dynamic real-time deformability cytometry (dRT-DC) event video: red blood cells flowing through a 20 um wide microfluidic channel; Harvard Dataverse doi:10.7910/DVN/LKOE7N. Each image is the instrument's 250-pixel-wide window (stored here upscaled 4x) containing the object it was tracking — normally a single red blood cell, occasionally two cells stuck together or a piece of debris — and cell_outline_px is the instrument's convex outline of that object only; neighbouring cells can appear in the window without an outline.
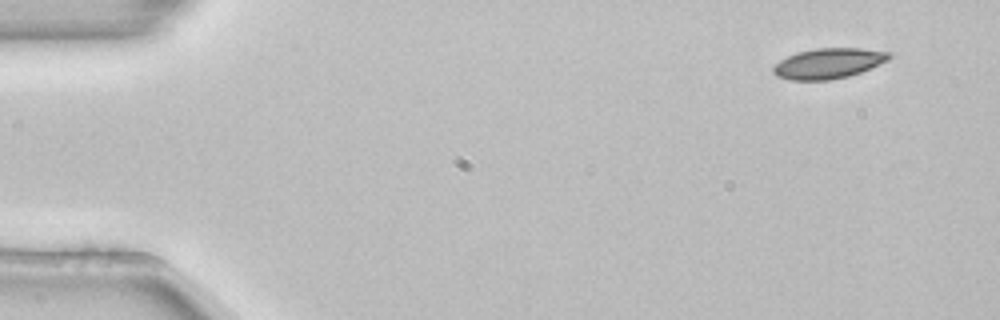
{"species": "common noctule bat (a hibernating species)", "species_latin": "Nyctalus noctula", "temperature_condition": "room temperature", "stored_images_in_passage": 4, "camera_frame_rate_fps": 3000, "um_per_image_px": 0.085, "animal": {"sex": "female", "body_mass_g": 22.7, "forearm_length_mm": 54.2}, "frame": {"image": 1, "passage_image": 1, "time_ms": 0.0, "image_size_px": [1000, 320], "cell_outline_px": [[892, 56], [888, 60], [860, 72], [848, 76], [828, 80], [788, 80], [776, 76], [772, 72], [772, 68], [780, 60], [796, 52], [816, 48], [860, 48], [892, 52]], "centroid_in_image_um": [70.4, 5.38], "position_along_channel_um": 14.6, "area_um2": 20.52}}
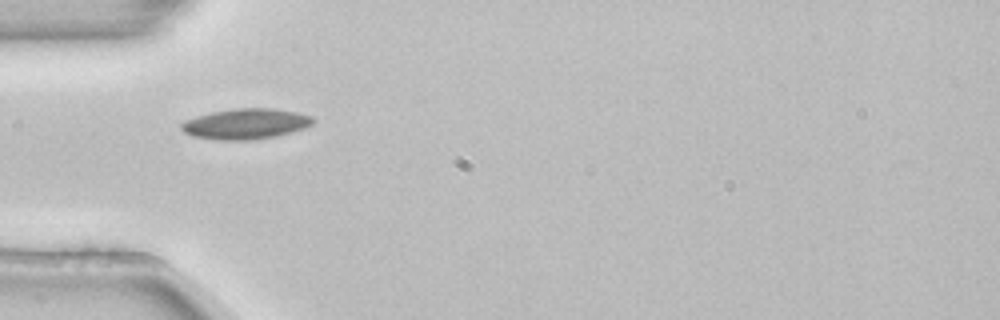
{"frame": {"image": 2, "passage_image": 4, "time_ms": 1.0, "image_size_px": [1000, 320], "cell_outline_px": [[316, 120], [312, 124], [304, 128], [292, 132], [276, 136], [252, 140], [220, 140], [192, 136], [184, 132], [180, 128], [180, 124], [184, 120], [196, 116], [212, 112], [236, 108], [272, 108], [296, 112], [312, 116]], "centroid_in_image_um": [20.88, 10.53], "position_along_channel_um": 64.1, "area_um2": 23.52}}